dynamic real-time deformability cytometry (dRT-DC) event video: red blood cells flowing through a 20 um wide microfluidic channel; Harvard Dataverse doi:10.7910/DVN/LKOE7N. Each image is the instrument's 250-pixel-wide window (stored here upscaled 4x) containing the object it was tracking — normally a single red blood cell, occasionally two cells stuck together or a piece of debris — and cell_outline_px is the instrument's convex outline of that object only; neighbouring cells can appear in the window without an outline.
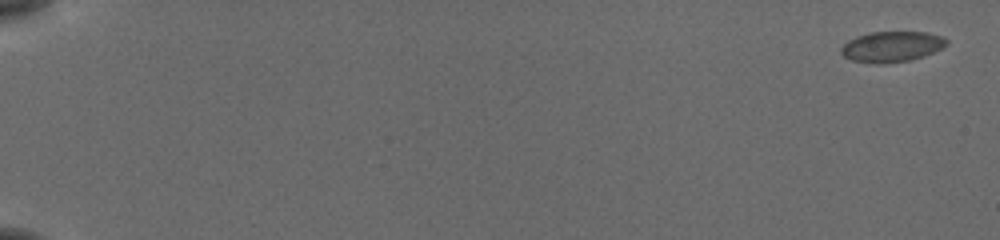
{"species": "common noctule bat (a hibernating species)", "species_latin": "Nyctalus noctula", "temperature_condition": "cold", "stored_images_in_passage": 4, "camera_frame_rate_fps": 3000, "um_per_image_px": 0.085, "animal": {"sex": "female", "body_mass_g": 19.5, "forearm_length_mm": 54.1}, "frame": {"image": 1, "passage_image": 1, "time_ms": 0.0, "image_size_px": [1000, 240], "cell_outline_px": [[948, 44], [924, 56], [908, 60], [852, 60], [844, 56], [840, 52], [840, 48], [848, 40], [856, 36], [872, 32], [928, 32], [944, 36], [948, 40]], "centroid_in_image_um": [75.85, 3.89], "position_along_channel_um": 9.2, "area_um2": 17.92}}